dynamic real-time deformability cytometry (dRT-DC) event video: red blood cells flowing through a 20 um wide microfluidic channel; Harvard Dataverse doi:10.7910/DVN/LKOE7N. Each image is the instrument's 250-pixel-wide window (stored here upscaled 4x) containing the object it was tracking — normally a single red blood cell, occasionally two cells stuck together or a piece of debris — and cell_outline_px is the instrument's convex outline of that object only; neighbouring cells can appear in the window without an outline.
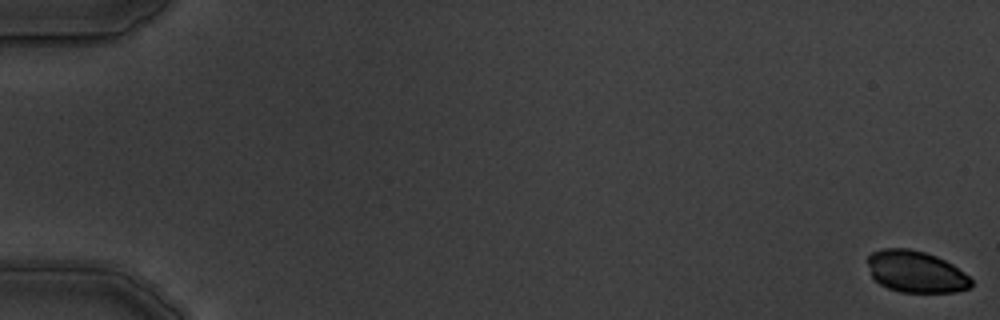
{"species": "common noctule bat (a hibernating species)", "species_latin": "Nyctalus noctula", "temperature_condition": "warm", "stored_images_in_passage": 5, "camera_frame_rate_fps": 3000, "um_per_image_px": 0.085, "animal": {"sex": "male", "body_mass_g": 19.5, "forearm_length_mm": 54.6}, "frame": {"image": 1, "passage_image": 1, "time_ms": 0.0, "image_size_px": [1000, 320], "cell_outline_px": [[972, 284], [968, 288], [956, 292], [900, 292], [888, 288], [880, 284], [872, 276], [864, 260], [872, 252], [880, 248], [908, 248], [924, 252], [936, 256], [952, 264], [964, 272], [972, 280]], "centroid_in_image_um": [77.8, 23.08], "position_along_channel_um": 7.2, "area_um2": 25.32}}
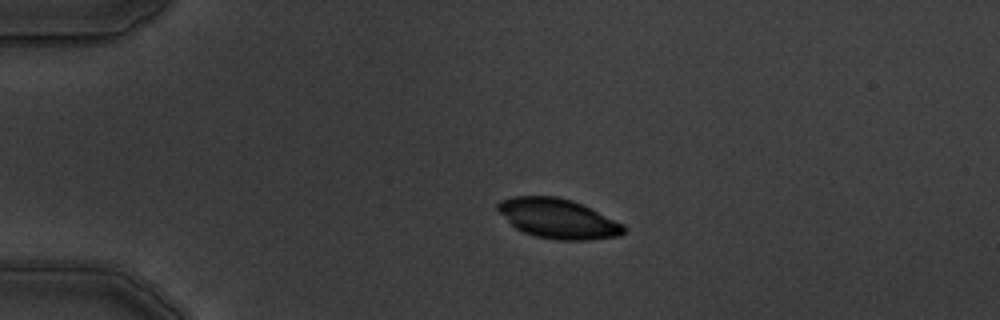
{"frame": {"image": 2, "passage_image": 4, "time_ms": 4.333, "image_size_px": [1000, 320], "cell_outline_px": [[624, 232], [620, 236], [588, 240], [556, 240], [536, 236], [524, 232], [516, 228], [496, 208], [496, 204], [500, 200], [512, 196], [556, 196], [572, 200], [624, 224]], "centroid_in_image_um": [47.42, 18.58], "position_along_channel_um": 37.6, "area_um2": 28.9}}